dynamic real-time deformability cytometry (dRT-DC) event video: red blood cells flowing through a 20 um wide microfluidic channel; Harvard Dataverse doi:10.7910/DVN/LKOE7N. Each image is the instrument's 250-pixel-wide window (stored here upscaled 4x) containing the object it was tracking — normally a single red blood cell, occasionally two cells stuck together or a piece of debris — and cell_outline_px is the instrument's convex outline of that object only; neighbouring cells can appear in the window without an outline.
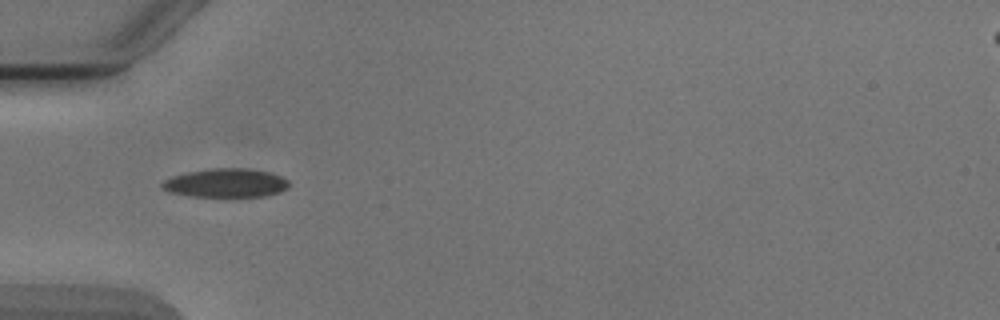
{"species": "Egyptian fruit bat (a non-hibernating species)", "species_latin": "Rousettus aegyptiacus", "temperature_condition": "cold", "stored_images_in_passage": 4, "camera_frame_rate_fps": 3000, "um_per_image_px": 0.085, "animal": {"sex": "male"}, "frame": {"image": 1, "passage_image": 3, "time_ms": 2.333, "image_size_px": [1000, 320], "cell_outline_px": [[288, 188], [280, 192], [264, 196], [188, 196], [168, 192], [160, 188], [160, 184], [164, 180], [172, 176], [188, 172], [212, 168], [248, 168], [268, 172], [280, 176], [288, 180]], "centroid_in_image_um": [19.16, 15.55], "position_along_channel_um": 65.8, "area_um2": 21.27}}
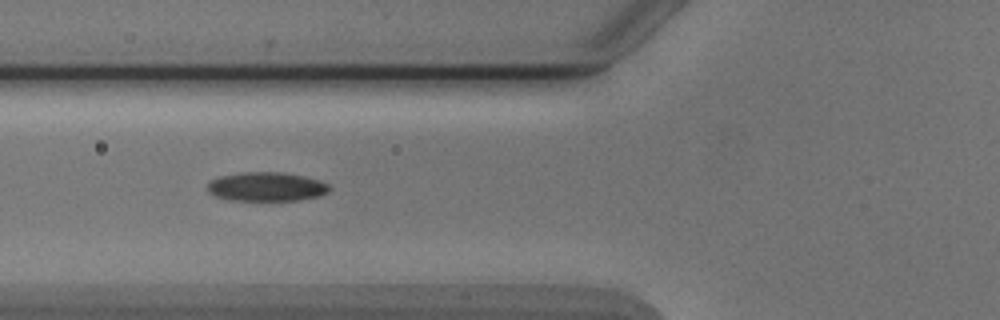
{"frame": {"image": 2, "passage_image": 4, "time_ms": 3.333, "image_size_px": [1000, 320], "cell_outline_px": [[328, 192], [320, 196], [296, 200], [232, 200], [216, 196], [208, 192], [208, 184], [212, 180], [220, 176], [240, 172], [280, 172], [304, 176], [320, 180], [328, 184]], "centroid_in_image_um": [22.65, 15.86], "position_along_channel_um": 103.1, "area_um2": 20.46}}